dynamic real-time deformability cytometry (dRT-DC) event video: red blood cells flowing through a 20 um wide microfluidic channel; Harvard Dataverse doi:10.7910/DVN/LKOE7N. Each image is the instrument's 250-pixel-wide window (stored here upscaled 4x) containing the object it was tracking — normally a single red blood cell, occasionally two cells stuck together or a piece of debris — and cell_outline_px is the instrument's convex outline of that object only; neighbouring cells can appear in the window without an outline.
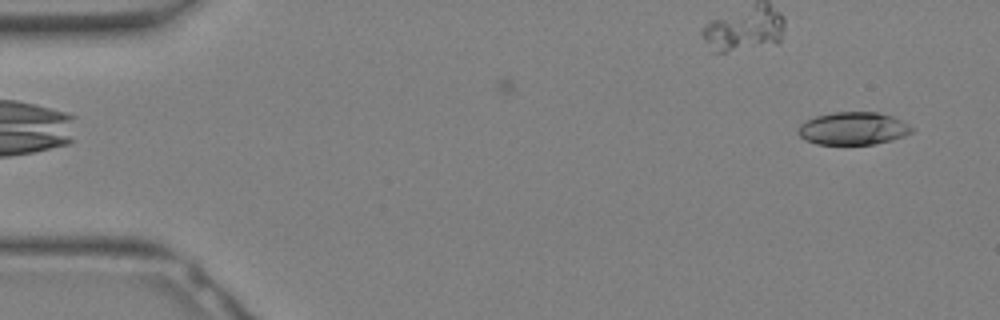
{"species": "Egyptian fruit bat (a non-hibernating species)", "species_latin": "Rousettus aegyptiacus", "temperature_condition": "warm", "stored_images_in_passage": 7, "camera_frame_rate_fps": 3000, "um_per_image_px": 0.085, "animal": {"sex": "female"}, "frame": {"image": 1, "passage_image": 1, "time_ms": 0.0, "image_size_px": [1000, 320], "cell_outline_px": [[912, 132], [904, 136], [892, 140], [876, 144], [816, 144], [804, 140], [796, 132], [796, 128], [804, 120], [816, 116], [832, 112], [880, 112], [892, 116], [908, 124], [912, 128]], "centroid_in_image_um": [72.46, 10.92], "position_along_channel_um": 12.5, "area_um2": 21.91}}